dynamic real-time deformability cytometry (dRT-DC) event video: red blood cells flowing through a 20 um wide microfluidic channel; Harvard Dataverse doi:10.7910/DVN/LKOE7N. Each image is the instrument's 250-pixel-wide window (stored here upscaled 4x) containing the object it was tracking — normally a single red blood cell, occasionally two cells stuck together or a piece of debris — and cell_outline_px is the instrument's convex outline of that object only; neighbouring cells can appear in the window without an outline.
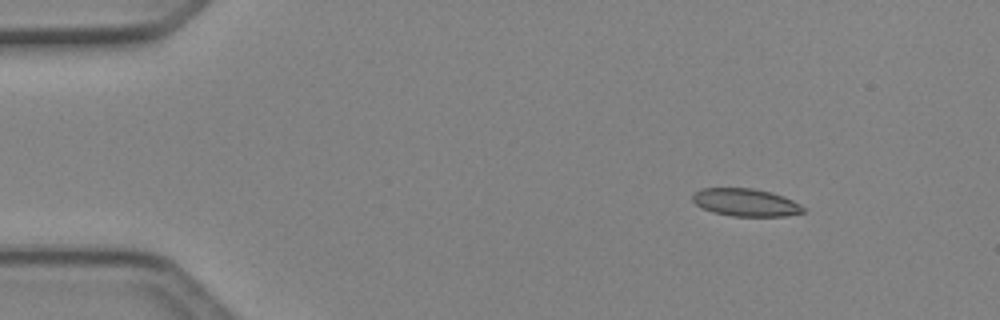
{"species": "Egyptian fruit bat (a non-hibernating species)", "species_latin": "Rousettus aegyptiacus", "temperature_condition": "cold", "stored_images_in_passage": 4, "camera_frame_rate_fps": 3000, "um_per_image_px": 0.085, "animal": {"sex": "female"}, "frame": {"image": 1, "passage_image": 2, "time_ms": 0.333, "image_size_px": [1000, 320], "cell_outline_px": [[804, 212], [784, 216], [732, 216], [712, 212], [696, 204], [692, 200], [692, 196], [700, 188], [752, 188], [772, 192], [784, 196], [800, 204], [804, 208]], "centroid_in_image_um": [63.38, 17.2], "position_along_channel_um": 21.6, "area_um2": 17.8}}